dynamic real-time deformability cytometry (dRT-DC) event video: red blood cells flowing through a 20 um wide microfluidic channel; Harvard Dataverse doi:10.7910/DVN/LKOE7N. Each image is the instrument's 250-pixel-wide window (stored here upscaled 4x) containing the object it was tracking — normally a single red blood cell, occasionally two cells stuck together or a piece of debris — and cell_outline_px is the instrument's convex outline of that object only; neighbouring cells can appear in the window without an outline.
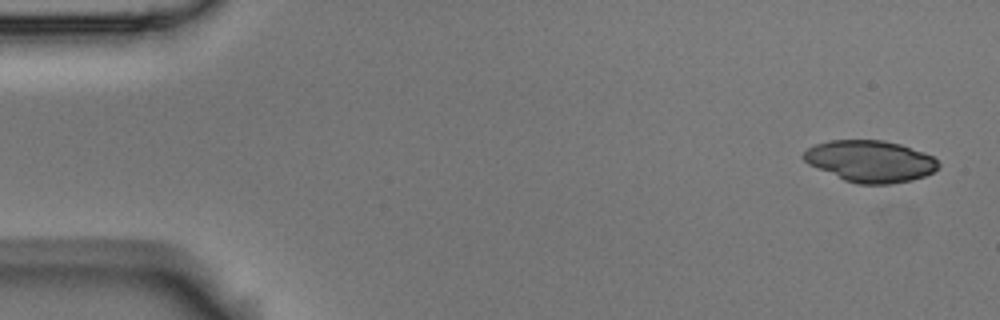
{"species": "Egyptian fruit bat (a non-hibernating species)", "species_latin": "Rousettus aegyptiacus", "temperature_condition": "room temperature", "stored_images_in_passage": 53, "camera_frame_rate_fps": 3000, "um_per_image_px": 0.085, "animal": {"sex": "male"}, "frame": {"image": 1, "passage_image": 1, "time_ms": 0.0, "image_size_px": [1000, 320], "cell_outline_px": [[940, 164], [932, 172], [924, 176], [912, 180], [892, 184], [856, 184], [844, 180], [808, 164], [800, 156], [808, 148], [816, 144], [828, 140], [884, 140], [900, 144], [924, 152], [932, 156]], "centroid_in_image_um": [73.95, 13.7], "position_along_channel_um": 11.1, "area_um2": 32.71}}